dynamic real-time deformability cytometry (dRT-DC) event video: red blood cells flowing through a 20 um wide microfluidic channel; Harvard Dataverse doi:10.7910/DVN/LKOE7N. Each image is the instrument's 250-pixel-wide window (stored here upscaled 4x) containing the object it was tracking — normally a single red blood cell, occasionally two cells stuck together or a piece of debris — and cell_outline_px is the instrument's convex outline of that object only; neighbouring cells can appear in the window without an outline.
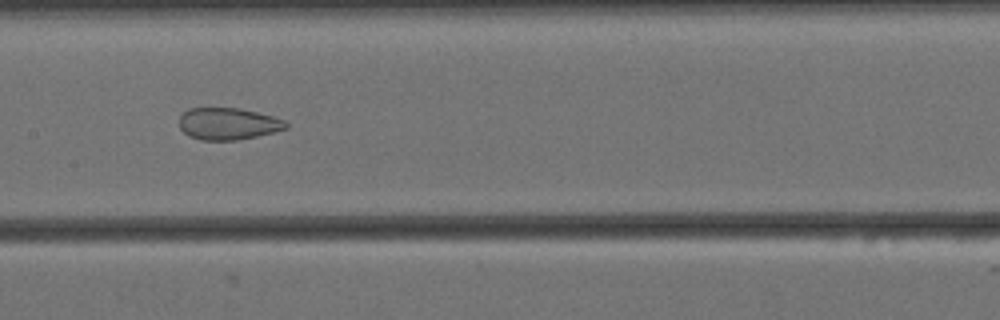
{"species": "Egyptian fruit bat (a non-hibernating species)", "species_latin": "Rousettus aegyptiacus", "temperature_condition": "cold", "stored_images_in_passage": 57, "camera_frame_rate_fps": 3000, "um_per_image_px": 0.085, "animal": {"sex": "female"}, "frame": {"image": 1, "passage_image": 27, "time_ms": 8.667, "image_size_px": [1000, 320], "cell_outline_px": [[288, 128], [256, 136], [236, 140], [200, 140], [188, 136], [180, 128], [180, 116], [188, 108], [240, 108], [272, 116], [284, 120], [288, 124]], "centroid_in_image_um": [19.37, 10.52], "position_along_channel_um": 188.0, "area_um2": 19.77}}
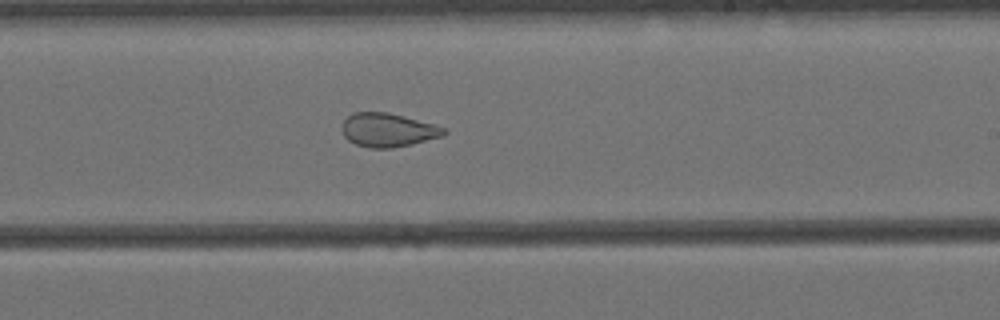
{"frame": {"image": 2, "passage_image": 33, "time_ms": 10.667, "image_size_px": [1000, 320], "cell_outline_px": [[448, 132], [444, 136], [412, 144], [392, 148], [368, 148], [356, 144], [348, 140], [344, 136], [344, 120], [352, 112], [388, 112], [436, 124], [444, 128]], "centroid_in_image_um": [33.02, 11.05], "position_along_channel_um": 256.0, "area_um2": 20.06}}
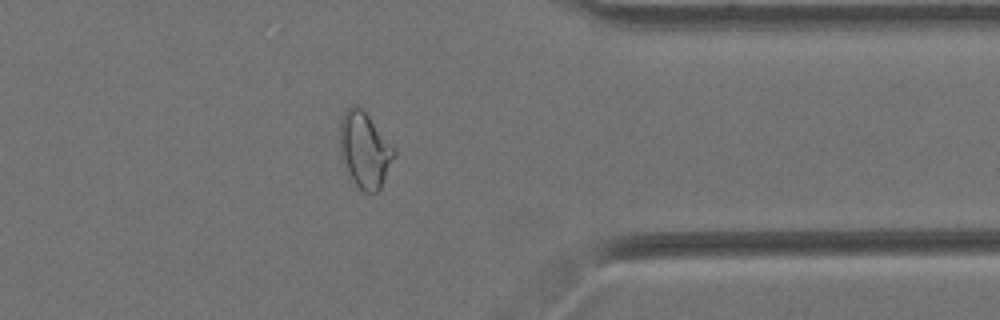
{"frame": {"image": 3, "passage_image": 45, "time_ms": 14.667, "image_size_px": [1000, 320], "cell_outline_px": [[396, 156], [380, 188], [376, 192], [364, 192], [348, 180], [340, 160], [340, 120], [344, 112], [348, 108], [356, 104], [368, 116], [396, 148]], "centroid_in_image_um": [30.98, 12.8], "position_along_channel_um": 380.4, "area_um2": 24.45}, "authors_computed_cell_mechanics": {"area_um2": 25.7788, "velocity_mm_per_s": 3.4264, "shape_relaxation_time_tau1_ms": null, "shape_relaxation_time_tau2_ms": 2.0181, "deformation_change_tau1": null, "deformation_change_tau2": 0.086}}